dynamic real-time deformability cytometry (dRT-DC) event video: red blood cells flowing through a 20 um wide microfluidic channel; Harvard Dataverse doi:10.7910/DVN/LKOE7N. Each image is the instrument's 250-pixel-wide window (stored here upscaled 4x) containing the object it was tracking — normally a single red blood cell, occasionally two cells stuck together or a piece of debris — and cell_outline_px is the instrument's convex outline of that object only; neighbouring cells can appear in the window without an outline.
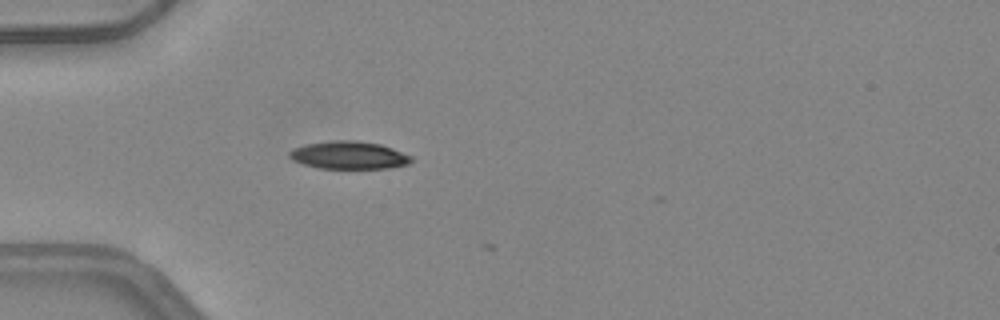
{"species": "common noctule bat (a hibernating species)", "species_latin": "Nyctalus noctula", "temperature_condition": "warm", "stored_images_in_passage": 5, "camera_frame_rate_fps": 3000, "um_per_image_px": 0.085, "animal": {"sex": "female", "body_mass_g": 24.6, "forearm_length_mm": 56.2}, "frame": {"image": 1, "passage_image": 3, "time_ms": 0.667, "image_size_px": [1000, 320], "cell_outline_px": [[412, 160], [408, 164], [388, 168], [320, 168], [304, 164], [292, 160], [288, 156], [288, 152], [292, 148], [308, 144], [332, 140], [356, 140], [380, 144], [392, 148], [412, 156]], "centroid_in_image_um": [29.64, 13.18], "position_along_channel_um": 55.4, "area_um2": 19.65}}